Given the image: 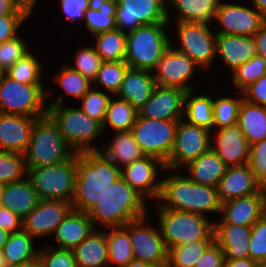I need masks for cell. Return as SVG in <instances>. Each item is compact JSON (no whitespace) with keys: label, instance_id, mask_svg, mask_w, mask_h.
I'll use <instances>...</instances> for the list:
<instances>
[{"label":"cell","instance_id":"cell-22","mask_svg":"<svg viewBox=\"0 0 266 267\" xmlns=\"http://www.w3.org/2000/svg\"><path fill=\"white\" fill-rule=\"evenodd\" d=\"M266 212V193L239 197L221 203L222 220L225 223L252 226Z\"/></svg>","mask_w":266,"mask_h":267},{"label":"cell","instance_id":"cell-9","mask_svg":"<svg viewBox=\"0 0 266 267\" xmlns=\"http://www.w3.org/2000/svg\"><path fill=\"white\" fill-rule=\"evenodd\" d=\"M76 175V153L59 164L27 169V178L40 200L72 202Z\"/></svg>","mask_w":266,"mask_h":267},{"label":"cell","instance_id":"cell-15","mask_svg":"<svg viewBox=\"0 0 266 267\" xmlns=\"http://www.w3.org/2000/svg\"><path fill=\"white\" fill-rule=\"evenodd\" d=\"M197 67L199 68L186 53L173 48L171 42L153 71L155 82L157 85L179 88L185 92L194 90V85L189 84V80L195 75Z\"/></svg>","mask_w":266,"mask_h":267},{"label":"cell","instance_id":"cell-27","mask_svg":"<svg viewBox=\"0 0 266 267\" xmlns=\"http://www.w3.org/2000/svg\"><path fill=\"white\" fill-rule=\"evenodd\" d=\"M92 221L85 212L72 209L55 229L56 247L72 250L94 230Z\"/></svg>","mask_w":266,"mask_h":267},{"label":"cell","instance_id":"cell-52","mask_svg":"<svg viewBox=\"0 0 266 267\" xmlns=\"http://www.w3.org/2000/svg\"><path fill=\"white\" fill-rule=\"evenodd\" d=\"M248 165L256 179L263 184L266 181V138L250 145Z\"/></svg>","mask_w":266,"mask_h":267},{"label":"cell","instance_id":"cell-57","mask_svg":"<svg viewBox=\"0 0 266 267\" xmlns=\"http://www.w3.org/2000/svg\"><path fill=\"white\" fill-rule=\"evenodd\" d=\"M34 9L22 0H0V17L31 16Z\"/></svg>","mask_w":266,"mask_h":267},{"label":"cell","instance_id":"cell-42","mask_svg":"<svg viewBox=\"0 0 266 267\" xmlns=\"http://www.w3.org/2000/svg\"><path fill=\"white\" fill-rule=\"evenodd\" d=\"M128 68L129 65L125 61H103L92 84L97 83L106 92L115 95Z\"/></svg>","mask_w":266,"mask_h":267},{"label":"cell","instance_id":"cell-21","mask_svg":"<svg viewBox=\"0 0 266 267\" xmlns=\"http://www.w3.org/2000/svg\"><path fill=\"white\" fill-rule=\"evenodd\" d=\"M261 190L262 184L256 179L248 163L227 167L217 186L221 203L250 196L259 193Z\"/></svg>","mask_w":266,"mask_h":267},{"label":"cell","instance_id":"cell-37","mask_svg":"<svg viewBox=\"0 0 266 267\" xmlns=\"http://www.w3.org/2000/svg\"><path fill=\"white\" fill-rule=\"evenodd\" d=\"M109 265L123 267L134 260L129 232L124 227L105 231Z\"/></svg>","mask_w":266,"mask_h":267},{"label":"cell","instance_id":"cell-34","mask_svg":"<svg viewBox=\"0 0 266 267\" xmlns=\"http://www.w3.org/2000/svg\"><path fill=\"white\" fill-rule=\"evenodd\" d=\"M34 238L23 229L18 232L9 233L2 254L7 267L17 266L35 259L38 249L35 248Z\"/></svg>","mask_w":266,"mask_h":267},{"label":"cell","instance_id":"cell-48","mask_svg":"<svg viewBox=\"0 0 266 267\" xmlns=\"http://www.w3.org/2000/svg\"><path fill=\"white\" fill-rule=\"evenodd\" d=\"M74 63L75 66H68L93 82L103 60L96 52L94 46H85L77 51Z\"/></svg>","mask_w":266,"mask_h":267},{"label":"cell","instance_id":"cell-41","mask_svg":"<svg viewBox=\"0 0 266 267\" xmlns=\"http://www.w3.org/2000/svg\"><path fill=\"white\" fill-rule=\"evenodd\" d=\"M214 241H197L168 249V267H194Z\"/></svg>","mask_w":266,"mask_h":267},{"label":"cell","instance_id":"cell-2","mask_svg":"<svg viewBox=\"0 0 266 267\" xmlns=\"http://www.w3.org/2000/svg\"><path fill=\"white\" fill-rule=\"evenodd\" d=\"M145 200L120 175L107 187L96 206L87 214L95 229L99 224L107 229L123 227L127 223L146 216Z\"/></svg>","mask_w":266,"mask_h":267},{"label":"cell","instance_id":"cell-69","mask_svg":"<svg viewBox=\"0 0 266 267\" xmlns=\"http://www.w3.org/2000/svg\"><path fill=\"white\" fill-rule=\"evenodd\" d=\"M262 190L266 193V181L262 184Z\"/></svg>","mask_w":266,"mask_h":267},{"label":"cell","instance_id":"cell-68","mask_svg":"<svg viewBox=\"0 0 266 267\" xmlns=\"http://www.w3.org/2000/svg\"><path fill=\"white\" fill-rule=\"evenodd\" d=\"M151 267H168L167 264H160V265H155V266H151Z\"/></svg>","mask_w":266,"mask_h":267},{"label":"cell","instance_id":"cell-46","mask_svg":"<svg viewBox=\"0 0 266 267\" xmlns=\"http://www.w3.org/2000/svg\"><path fill=\"white\" fill-rule=\"evenodd\" d=\"M26 177L27 168L23 154L0 150V183L6 185Z\"/></svg>","mask_w":266,"mask_h":267},{"label":"cell","instance_id":"cell-36","mask_svg":"<svg viewBox=\"0 0 266 267\" xmlns=\"http://www.w3.org/2000/svg\"><path fill=\"white\" fill-rule=\"evenodd\" d=\"M116 6L117 0H93L84 15L85 26L93 36L116 28Z\"/></svg>","mask_w":266,"mask_h":267},{"label":"cell","instance_id":"cell-67","mask_svg":"<svg viewBox=\"0 0 266 267\" xmlns=\"http://www.w3.org/2000/svg\"><path fill=\"white\" fill-rule=\"evenodd\" d=\"M3 190H4V184L0 183V205H1L2 195H3Z\"/></svg>","mask_w":266,"mask_h":267},{"label":"cell","instance_id":"cell-40","mask_svg":"<svg viewBox=\"0 0 266 267\" xmlns=\"http://www.w3.org/2000/svg\"><path fill=\"white\" fill-rule=\"evenodd\" d=\"M30 51L4 73L23 84H43L42 65Z\"/></svg>","mask_w":266,"mask_h":267},{"label":"cell","instance_id":"cell-44","mask_svg":"<svg viewBox=\"0 0 266 267\" xmlns=\"http://www.w3.org/2000/svg\"><path fill=\"white\" fill-rule=\"evenodd\" d=\"M241 97L239 99L236 97H219L218 99H213V130L231 127L237 124L238 111L243 100L242 95Z\"/></svg>","mask_w":266,"mask_h":267},{"label":"cell","instance_id":"cell-5","mask_svg":"<svg viewBox=\"0 0 266 267\" xmlns=\"http://www.w3.org/2000/svg\"><path fill=\"white\" fill-rule=\"evenodd\" d=\"M74 154L47 114L35 121L30 142L23 153L27 169L59 164Z\"/></svg>","mask_w":266,"mask_h":267},{"label":"cell","instance_id":"cell-11","mask_svg":"<svg viewBox=\"0 0 266 267\" xmlns=\"http://www.w3.org/2000/svg\"><path fill=\"white\" fill-rule=\"evenodd\" d=\"M211 131L187 123L184 118L178 121L175 142L169 159L165 163L167 171L182 169L191 161L210 149Z\"/></svg>","mask_w":266,"mask_h":267},{"label":"cell","instance_id":"cell-23","mask_svg":"<svg viewBox=\"0 0 266 267\" xmlns=\"http://www.w3.org/2000/svg\"><path fill=\"white\" fill-rule=\"evenodd\" d=\"M38 118L0 113V150L23 154Z\"/></svg>","mask_w":266,"mask_h":267},{"label":"cell","instance_id":"cell-3","mask_svg":"<svg viewBox=\"0 0 266 267\" xmlns=\"http://www.w3.org/2000/svg\"><path fill=\"white\" fill-rule=\"evenodd\" d=\"M181 173L161 180L159 207L206 216L221 211L217 188L197 184Z\"/></svg>","mask_w":266,"mask_h":267},{"label":"cell","instance_id":"cell-50","mask_svg":"<svg viewBox=\"0 0 266 267\" xmlns=\"http://www.w3.org/2000/svg\"><path fill=\"white\" fill-rule=\"evenodd\" d=\"M26 42L20 35L0 44V71L4 73L29 52Z\"/></svg>","mask_w":266,"mask_h":267},{"label":"cell","instance_id":"cell-16","mask_svg":"<svg viewBox=\"0 0 266 267\" xmlns=\"http://www.w3.org/2000/svg\"><path fill=\"white\" fill-rule=\"evenodd\" d=\"M222 28L216 34L253 37L266 18L255 8L220 2L214 17Z\"/></svg>","mask_w":266,"mask_h":267},{"label":"cell","instance_id":"cell-28","mask_svg":"<svg viewBox=\"0 0 266 267\" xmlns=\"http://www.w3.org/2000/svg\"><path fill=\"white\" fill-rule=\"evenodd\" d=\"M40 198L32 187L29 179L4 185L1 199L2 207L24 219L39 203Z\"/></svg>","mask_w":266,"mask_h":267},{"label":"cell","instance_id":"cell-8","mask_svg":"<svg viewBox=\"0 0 266 267\" xmlns=\"http://www.w3.org/2000/svg\"><path fill=\"white\" fill-rule=\"evenodd\" d=\"M53 95L43 84H23L7 76L0 75V113L43 117L47 114L45 98Z\"/></svg>","mask_w":266,"mask_h":267},{"label":"cell","instance_id":"cell-19","mask_svg":"<svg viewBox=\"0 0 266 267\" xmlns=\"http://www.w3.org/2000/svg\"><path fill=\"white\" fill-rule=\"evenodd\" d=\"M186 92L174 87L156 85L152 96L138 109L147 119L179 121L183 119Z\"/></svg>","mask_w":266,"mask_h":267},{"label":"cell","instance_id":"cell-20","mask_svg":"<svg viewBox=\"0 0 266 267\" xmlns=\"http://www.w3.org/2000/svg\"><path fill=\"white\" fill-rule=\"evenodd\" d=\"M215 144L210 139L213 150L227 167L240 166L249 161L250 145L243 132L236 124L231 127L216 129Z\"/></svg>","mask_w":266,"mask_h":267},{"label":"cell","instance_id":"cell-61","mask_svg":"<svg viewBox=\"0 0 266 267\" xmlns=\"http://www.w3.org/2000/svg\"><path fill=\"white\" fill-rule=\"evenodd\" d=\"M254 8L266 18V0H252Z\"/></svg>","mask_w":266,"mask_h":267},{"label":"cell","instance_id":"cell-45","mask_svg":"<svg viewBox=\"0 0 266 267\" xmlns=\"http://www.w3.org/2000/svg\"><path fill=\"white\" fill-rule=\"evenodd\" d=\"M232 73L233 85L241 93L250 84L266 74V59L256 53L249 61Z\"/></svg>","mask_w":266,"mask_h":267},{"label":"cell","instance_id":"cell-7","mask_svg":"<svg viewBox=\"0 0 266 267\" xmlns=\"http://www.w3.org/2000/svg\"><path fill=\"white\" fill-rule=\"evenodd\" d=\"M170 23L143 25L126 33L125 62L129 68L153 72L171 44L166 27Z\"/></svg>","mask_w":266,"mask_h":267},{"label":"cell","instance_id":"cell-17","mask_svg":"<svg viewBox=\"0 0 266 267\" xmlns=\"http://www.w3.org/2000/svg\"><path fill=\"white\" fill-rule=\"evenodd\" d=\"M157 170L166 172L165 163L156 157L144 156L120 169V175L132 189L145 199L158 200L162 182L161 180L155 182L158 179Z\"/></svg>","mask_w":266,"mask_h":267},{"label":"cell","instance_id":"cell-1","mask_svg":"<svg viewBox=\"0 0 266 267\" xmlns=\"http://www.w3.org/2000/svg\"><path fill=\"white\" fill-rule=\"evenodd\" d=\"M77 175L72 208L88 213L111 183L120 176V168L100 151L76 153Z\"/></svg>","mask_w":266,"mask_h":267},{"label":"cell","instance_id":"cell-18","mask_svg":"<svg viewBox=\"0 0 266 267\" xmlns=\"http://www.w3.org/2000/svg\"><path fill=\"white\" fill-rule=\"evenodd\" d=\"M72 209V203L65 200H40L22 219V229L34 239L53 235L57 226Z\"/></svg>","mask_w":266,"mask_h":267},{"label":"cell","instance_id":"cell-24","mask_svg":"<svg viewBox=\"0 0 266 267\" xmlns=\"http://www.w3.org/2000/svg\"><path fill=\"white\" fill-rule=\"evenodd\" d=\"M215 242L225 254V259L250 258L249 238L251 226L225 223L221 218L214 223Z\"/></svg>","mask_w":266,"mask_h":267},{"label":"cell","instance_id":"cell-60","mask_svg":"<svg viewBox=\"0 0 266 267\" xmlns=\"http://www.w3.org/2000/svg\"><path fill=\"white\" fill-rule=\"evenodd\" d=\"M225 267H261V265L250 258L225 259Z\"/></svg>","mask_w":266,"mask_h":267},{"label":"cell","instance_id":"cell-64","mask_svg":"<svg viewBox=\"0 0 266 267\" xmlns=\"http://www.w3.org/2000/svg\"><path fill=\"white\" fill-rule=\"evenodd\" d=\"M123 267H151L150 264L143 263L142 261L132 260L127 265Z\"/></svg>","mask_w":266,"mask_h":267},{"label":"cell","instance_id":"cell-14","mask_svg":"<svg viewBox=\"0 0 266 267\" xmlns=\"http://www.w3.org/2000/svg\"><path fill=\"white\" fill-rule=\"evenodd\" d=\"M146 216L123 226L128 232L133 249L134 260L151 266L167 264L168 249L162 238L160 228L145 224Z\"/></svg>","mask_w":266,"mask_h":267},{"label":"cell","instance_id":"cell-38","mask_svg":"<svg viewBox=\"0 0 266 267\" xmlns=\"http://www.w3.org/2000/svg\"><path fill=\"white\" fill-rule=\"evenodd\" d=\"M137 116V110L130 103L113 95L108 103L103 130L110 126L114 132L129 131L135 124Z\"/></svg>","mask_w":266,"mask_h":267},{"label":"cell","instance_id":"cell-29","mask_svg":"<svg viewBox=\"0 0 266 267\" xmlns=\"http://www.w3.org/2000/svg\"><path fill=\"white\" fill-rule=\"evenodd\" d=\"M77 267H108L107 238L103 230L94 229L72 249Z\"/></svg>","mask_w":266,"mask_h":267},{"label":"cell","instance_id":"cell-62","mask_svg":"<svg viewBox=\"0 0 266 267\" xmlns=\"http://www.w3.org/2000/svg\"><path fill=\"white\" fill-rule=\"evenodd\" d=\"M13 267H42V265H41V261L39 257L37 256L35 259L29 262H26V263H23L17 266H13Z\"/></svg>","mask_w":266,"mask_h":267},{"label":"cell","instance_id":"cell-31","mask_svg":"<svg viewBox=\"0 0 266 267\" xmlns=\"http://www.w3.org/2000/svg\"><path fill=\"white\" fill-rule=\"evenodd\" d=\"M227 166L211 149L188 163L182 169L188 170L187 176L197 184L217 188Z\"/></svg>","mask_w":266,"mask_h":267},{"label":"cell","instance_id":"cell-63","mask_svg":"<svg viewBox=\"0 0 266 267\" xmlns=\"http://www.w3.org/2000/svg\"><path fill=\"white\" fill-rule=\"evenodd\" d=\"M8 236L9 233L6 230L0 228V250H2V247L5 245Z\"/></svg>","mask_w":266,"mask_h":267},{"label":"cell","instance_id":"cell-65","mask_svg":"<svg viewBox=\"0 0 266 267\" xmlns=\"http://www.w3.org/2000/svg\"><path fill=\"white\" fill-rule=\"evenodd\" d=\"M27 5L31 6L33 9L35 8L37 4V0H22Z\"/></svg>","mask_w":266,"mask_h":267},{"label":"cell","instance_id":"cell-59","mask_svg":"<svg viewBox=\"0 0 266 267\" xmlns=\"http://www.w3.org/2000/svg\"><path fill=\"white\" fill-rule=\"evenodd\" d=\"M255 41L256 53L266 59V22L253 36Z\"/></svg>","mask_w":266,"mask_h":267},{"label":"cell","instance_id":"cell-35","mask_svg":"<svg viewBox=\"0 0 266 267\" xmlns=\"http://www.w3.org/2000/svg\"><path fill=\"white\" fill-rule=\"evenodd\" d=\"M195 90L186 92L183 117L187 123L212 132L214 125L213 99L208 95H193Z\"/></svg>","mask_w":266,"mask_h":267},{"label":"cell","instance_id":"cell-13","mask_svg":"<svg viewBox=\"0 0 266 267\" xmlns=\"http://www.w3.org/2000/svg\"><path fill=\"white\" fill-rule=\"evenodd\" d=\"M166 3L167 0H117L116 28L129 33L143 25L169 23Z\"/></svg>","mask_w":266,"mask_h":267},{"label":"cell","instance_id":"cell-56","mask_svg":"<svg viewBox=\"0 0 266 267\" xmlns=\"http://www.w3.org/2000/svg\"><path fill=\"white\" fill-rule=\"evenodd\" d=\"M194 267H225V254L214 241L206 249Z\"/></svg>","mask_w":266,"mask_h":267},{"label":"cell","instance_id":"cell-51","mask_svg":"<svg viewBox=\"0 0 266 267\" xmlns=\"http://www.w3.org/2000/svg\"><path fill=\"white\" fill-rule=\"evenodd\" d=\"M42 267H77L72 250L46 246L39 249Z\"/></svg>","mask_w":266,"mask_h":267},{"label":"cell","instance_id":"cell-33","mask_svg":"<svg viewBox=\"0 0 266 267\" xmlns=\"http://www.w3.org/2000/svg\"><path fill=\"white\" fill-rule=\"evenodd\" d=\"M237 125L249 145L266 138V107L242 100L238 111Z\"/></svg>","mask_w":266,"mask_h":267},{"label":"cell","instance_id":"cell-54","mask_svg":"<svg viewBox=\"0 0 266 267\" xmlns=\"http://www.w3.org/2000/svg\"><path fill=\"white\" fill-rule=\"evenodd\" d=\"M241 94L244 100L266 107V74L250 84Z\"/></svg>","mask_w":266,"mask_h":267},{"label":"cell","instance_id":"cell-4","mask_svg":"<svg viewBox=\"0 0 266 267\" xmlns=\"http://www.w3.org/2000/svg\"><path fill=\"white\" fill-rule=\"evenodd\" d=\"M64 98L59 95L48 103L47 115L57 125L66 143L75 153L100 151L101 149L91 146V141L102 134L103 124L89 117L79 107H63Z\"/></svg>","mask_w":266,"mask_h":267},{"label":"cell","instance_id":"cell-32","mask_svg":"<svg viewBox=\"0 0 266 267\" xmlns=\"http://www.w3.org/2000/svg\"><path fill=\"white\" fill-rule=\"evenodd\" d=\"M112 142L104 147L100 152L117 167H123L137 161L145 156L135 138L129 131H115Z\"/></svg>","mask_w":266,"mask_h":267},{"label":"cell","instance_id":"cell-10","mask_svg":"<svg viewBox=\"0 0 266 267\" xmlns=\"http://www.w3.org/2000/svg\"><path fill=\"white\" fill-rule=\"evenodd\" d=\"M178 121L155 120L137 116L131 132L145 156L167 162L175 142Z\"/></svg>","mask_w":266,"mask_h":267},{"label":"cell","instance_id":"cell-25","mask_svg":"<svg viewBox=\"0 0 266 267\" xmlns=\"http://www.w3.org/2000/svg\"><path fill=\"white\" fill-rule=\"evenodd\" d=\"M256 54L253 37L217 34L216 57L220 56L231 72L245 64Z\"/></svg>","mask_w":266,"mask_h":267},{"label":"cell","instance_id":"cell-49","mask_svg":"<svg viewBox=\"0 0 266 267\" xmlns=\"http://www.w3.org/2000/svg\"><path fill=\"white\" fill-rule=\"evenodd\" d=\"M249 255L261 266L266 265V212L251 226Z\"/></svg>","mask_w":266,"mask_h":267},{"label":"cell","instance_id":"cell-58","mask_svg":"<svg viewBox=\"0 0 266 267\" xmlns=\"http://www.w3.org/2000/svg\"><path fill=\"white\" fill-rule=\"evenodd\" d=\"M0 228L8 233L18 232L22 230V218L10 209L0 206Z\"/></svg>","mask_w":266,"mask_h":267},{"label":"cell","instance_id":"cell-12","mask_svg":"<svg viewBox=\"0 0 266 267\" xmlns=\"http://www.w3.org/2000/svg\"><path fill=\"white\" fill-rule=\"evenodd\" d=\"M177 37L180 48L203 70H209L216 62V36L208 24L177 22Z\"/></svg>","mask_w":266,"mask_h":267},{"label":"cell","instance_id":"cell-43","mask_svg":"<svg viewBox=\"0 0 266 267\" xmlns=\"http://www.w3.org/2000/svg\"><path fill=\"white\" fill-rule=\"evenodd\" d=\"M53 77L55 82L59 84L66 94L79 100L92 87V82L88 78L72 70L67 63L64 64L59 73L55 74Z\"/></svg>","mask_w":266,"mask_h":267},{"label":"cell","instance_id":"cell-66","mask_svg":"<svg viewBox=\"0 0 266 267\" xmlns=\"http://www.w3.org/2000/svg\"><path fill=\"white\" fill-rule=\"evenodd\" d=\"M0 267H7L4 256L2 254V250H0Z\"/></svg>","mask_w":266,"mask_h":267},{"label":"cell","instance_id":"cell-39","mask_svg":"<svg viewBox=\"0 0 266 267\" xmlns=\"http://www.w3.org/2000/svg\"><path fill=\"white\" fill-rule=\"evenodd\" d=\"M94 46L103 61H124L126 53V33L115 28L94 35Z\"/></svg>","mask_w":266,"mask_h":267},{"label":"cell","instance_id":"cell-47","mask_svg":"<svg viewBox=\"0 0 266 267\" xmlns=\"http://www.w3.org/2000/svg\"><path fill=\"white\" fill-rule=\"evenodd\" d=\"M111 96H113L111 93L106 91H97L95 86H92L90 90L80 99L82 105L79 108L89 117L103 124Z\"/></svg>","mask_w":266,"mask_h":267},{"label":"cell","instance_id":"cell-6","mask_svg":"<svg viewBox=\"0 0 266 267\" xmlns=\"http://www.w3.org/2000/svg\"><path fill=\"white\" fill-rule=\"evenodd\" d=\"M157 207L158 225L167 249L197 241H215V221L199 214Z\"/></svg>","mask_w":266,"mask_h":267},{"label":"cell","instance_id":"cell-30","mask_svg":"<svg viewBox=\"0 0 266 267\" xmlns=\"http://www.w3.org/2000/svg\"><path fill=\"white\" fill-rule=\"evenodd\" d=\"M221 0H167V21L171 23L169 7L178 11L176 22L204 23L210 25Z\"/></svg>","mask_w":266,"mask_h":267},{"label":"cell","instance_id":"cell-26","mask_svg":"<svg viewBox=\"0 0 266 267\" xmlns=\"http://www.w3.org/2000/svg\"><path fill=\"white\" fill-rule=\"evenodd\" d=\"M156 85L151 71L128 68L115 96L126 100L138 111L152 96Z\"/></svg>","mask_w":266,"mask_h":267},{"label":"cell","instance_id":"cell-53","mask_svg":"<svg viewBox=\"0 0 266 267\" xmlns=\"http://www.w3.org/2000/svg\"><path fill=\"white\" fill-rule=\"evenodd\" d=\"M62 14L71 22L84 20L85 11L93 5V0H58Z\"/></svg>","mask_w":266,"mask_h":267},{"label":"cell","instance_id":"cell-55","mask_svg":"<svg viewBox=\"0 0 266 267\" xmlns=\"http://www.w3.org/2000/svg\"><path fill=\"white\" fill-rule=\"evenodd\" d=\"M30 16L0 17V44L18 36V29Z\"/></svg>","mask_w":266,"mask_h":267}]
</instances>
